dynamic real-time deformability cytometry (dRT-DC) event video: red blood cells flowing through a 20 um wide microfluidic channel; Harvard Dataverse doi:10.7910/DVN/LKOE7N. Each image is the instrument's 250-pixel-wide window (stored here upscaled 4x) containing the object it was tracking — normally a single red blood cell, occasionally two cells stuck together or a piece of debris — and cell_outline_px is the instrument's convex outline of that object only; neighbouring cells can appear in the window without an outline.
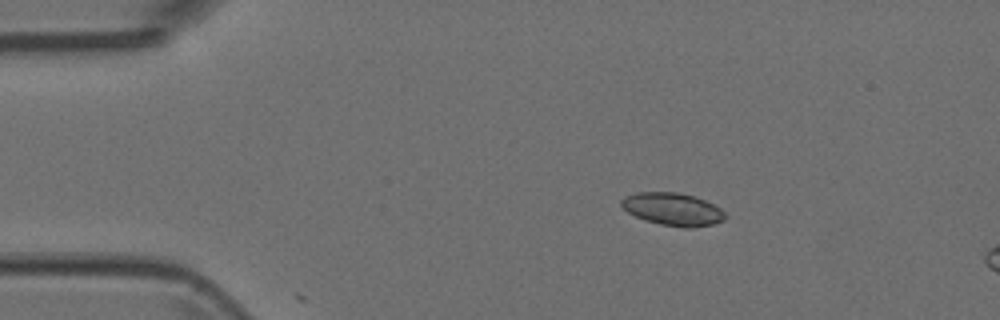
{"species": "Egyptian fruit bat (a non-hibernating species)", "species_latin": "Rousettus aegyptiacus", "temperature_condition": "room temperature", "stored_images_in_passage": 4, "camera_frame_rate_fps": 3000, "um_per_image_px": 0.085, "animal": {"sex": "female"}, "frame": {"image": 1, "passage_image": 2, "time_ms": 0.333, "image_size_px": [1000, 320], "cell_outline_px": [[728, 216], [724, 220], [712, 224], [692, 228], [684, 228], [660, 224], [644, 220], [628, 212], [620, 204], [620, 200], [624, 196], [636, 192], [676, 192], [692, 196], [704, 200], [720, 208]], "centroid_in_image_um": [57.17, 17.78], "position_along_channel_um": 27.8, "area_um2": 19.77}}